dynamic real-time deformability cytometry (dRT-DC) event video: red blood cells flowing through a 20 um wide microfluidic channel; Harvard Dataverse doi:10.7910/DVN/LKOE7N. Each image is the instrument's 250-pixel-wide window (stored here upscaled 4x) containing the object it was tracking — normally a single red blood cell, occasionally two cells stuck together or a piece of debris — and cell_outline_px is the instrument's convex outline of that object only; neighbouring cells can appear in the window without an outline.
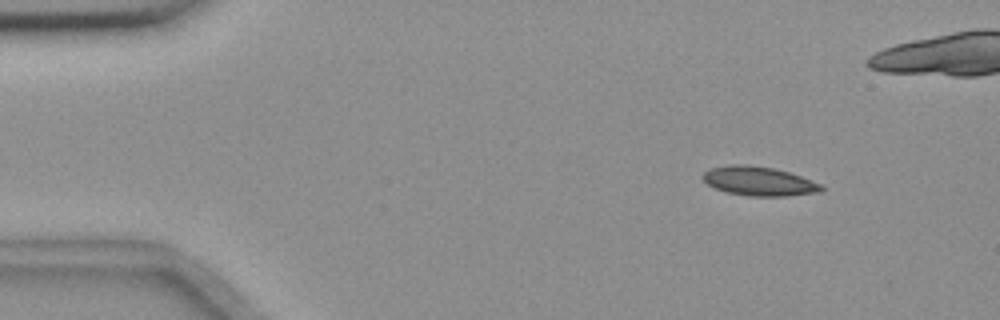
{"species": "common noctule bat (a hibernating species)", "species_latin": "Nyctalus noctula", "temperature_condition": "room temperature", "stored_images_in_passage": 5, "camera_frame_rate_fps": 3000, "um_per_image_px": 0.085, "animal": {"sex": "female", "body_mass_g": 18.4}, "frame": {"image": 1, "passage_image": 2, "time_ms": 1.333, "image_size_px": [1000, 320], "cell_outline_px": [[824, 188], [820, 192], [788, 196], [752, 196], [728, 192], [716, 188], [708, 184], [700, 176], [704, 172], [712, 168], [732, 164], [744, 164], [772, 168], [788, 172], [800, 176], [820, 184]], "centroid_in_image_um": [64.5, 15.4], "position_along_channel_um": 20.5, "area_um2": 19.83}}